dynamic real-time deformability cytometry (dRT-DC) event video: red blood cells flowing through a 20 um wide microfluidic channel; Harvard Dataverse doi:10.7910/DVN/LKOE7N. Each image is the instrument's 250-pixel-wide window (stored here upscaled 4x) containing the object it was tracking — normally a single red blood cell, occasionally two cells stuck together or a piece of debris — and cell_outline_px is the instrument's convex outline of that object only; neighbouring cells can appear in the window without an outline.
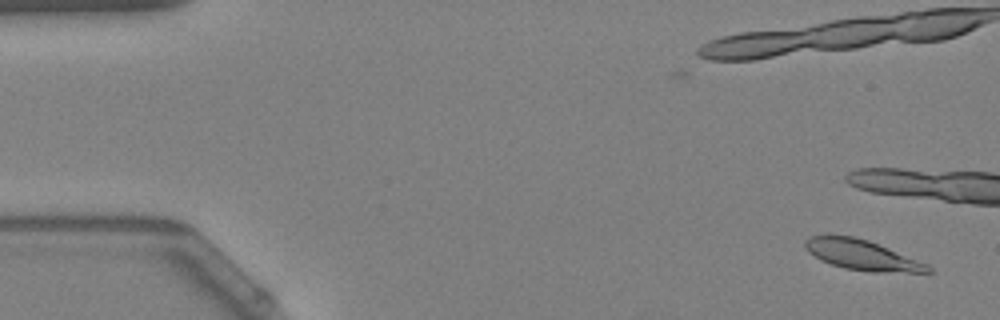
{"species": "Egyptian fruit bat (a non-hibernating species)", "species_latin": "Rousettus aegyptiacus", "temperature_condition": "warm", "stored_images_in_passage": 15, "camera_frame_rate_fps": 3000, "um_per_image_px": 0.085, "animal": {"sex": "female"}, "frame": {"image": 1, "passage_image": 3, "time_ms": 0.667, "image_size_px": [1000, 320], "cell_outline_px": [[932, 272], [872, 272], [844, 268], [820, 260], [808, 252], [804, 248], [804, 240], [812, 236], [852, 236], [868, 240], [928, 264], [932, 268]], "centroid_in_image_um": [73.25, 21.68], "position_along_channel_um": 11.7, "area_um2": 21.33}}